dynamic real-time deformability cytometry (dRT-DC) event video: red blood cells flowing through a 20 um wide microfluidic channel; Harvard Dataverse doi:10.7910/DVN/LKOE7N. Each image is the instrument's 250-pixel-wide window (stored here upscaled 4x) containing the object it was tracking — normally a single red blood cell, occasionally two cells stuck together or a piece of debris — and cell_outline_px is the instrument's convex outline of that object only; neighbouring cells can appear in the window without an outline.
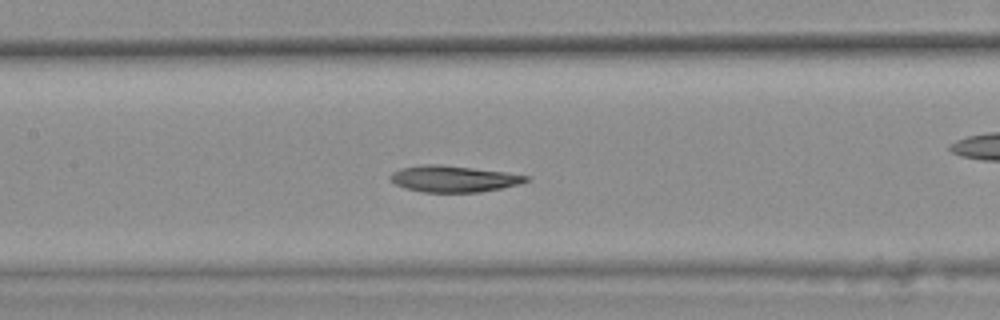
{"species": "common noctule bat (a hibernating species)", "species_latin": "Nyctalus noctula", "temperature_condition": "warm", "stored_images_in_passage": 41, "camera_frame_rate_fps": 3000, "um_per_image_px": 0.085, "animal": {"sex": "female", "body_mass_g": 25.1}, "frame": {"image": 1, "passage_image": 24, "time_ms": 7.667, "image_size_px": [1000, 320], "cell_outline_px": [[532, 180], [520, 184], [480, 192], [424, 192], [404, 188], [396, 184], [388, 176], [392, 172], [400, 168], [424, 164], [440, 164], [504, 172], [528, 176]], "centroid_in_image_um": [38.54, 15.2], "position_along_channel_um": 168.9, "area_um2": 20.81}}